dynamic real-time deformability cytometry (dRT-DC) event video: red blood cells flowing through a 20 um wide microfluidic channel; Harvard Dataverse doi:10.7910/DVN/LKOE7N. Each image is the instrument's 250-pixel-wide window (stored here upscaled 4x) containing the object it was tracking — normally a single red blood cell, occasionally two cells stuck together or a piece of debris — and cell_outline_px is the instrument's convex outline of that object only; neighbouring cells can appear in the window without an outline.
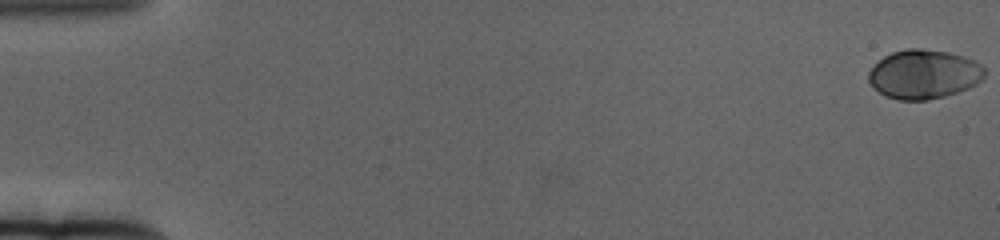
{"species": "human", "species_latin": "Homo sapiens", "temperature_condition": "cold", "stored_images_in_passage": 19, "camera_frame_rate_fps": 3000, "um_per_image_px": 0.085, "donor": {"sex": "female"}, "frame": {"image": 1, "passage_image": 1, "time_ms": 0.0, "image_size_px": [1000, 240], "cell_outline_px": [[984, 76], [976, 84], [968, 88], [944, 96], [928, 100], [896, 100], [884, 96], [868, 80], [868, 72], [884, 56], [892, 52], [908, 48], [920, 48], [948, 52], [964, 56], [980, 64], [984, 68]], "centroid_in_image_um": [78.52, 6.31], "position_along_channel_um": 6.5, "area_um2": 33.0}}
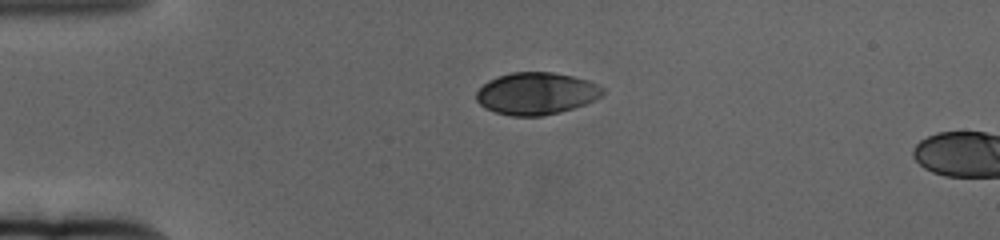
{"frame": {"image": 2, "passage_image": 16, "time_ms": 5.0, "image_size_px": [1000, 240], "cell_outline_px": [[604, 92], [600, 96], [584, 104], [560, 112], [544, 116], [512, 116], [496, 112], [484, 108], [476, 100], [476, 92], [488, 80], [496, 76], [512, 72], [552, 72], [572, 76], [588, 80], [604, 88]], "centroid_in_image_um": [45.55, 7.94], "position_along_channel_um": 39.5, "area_um2": 30.98}}